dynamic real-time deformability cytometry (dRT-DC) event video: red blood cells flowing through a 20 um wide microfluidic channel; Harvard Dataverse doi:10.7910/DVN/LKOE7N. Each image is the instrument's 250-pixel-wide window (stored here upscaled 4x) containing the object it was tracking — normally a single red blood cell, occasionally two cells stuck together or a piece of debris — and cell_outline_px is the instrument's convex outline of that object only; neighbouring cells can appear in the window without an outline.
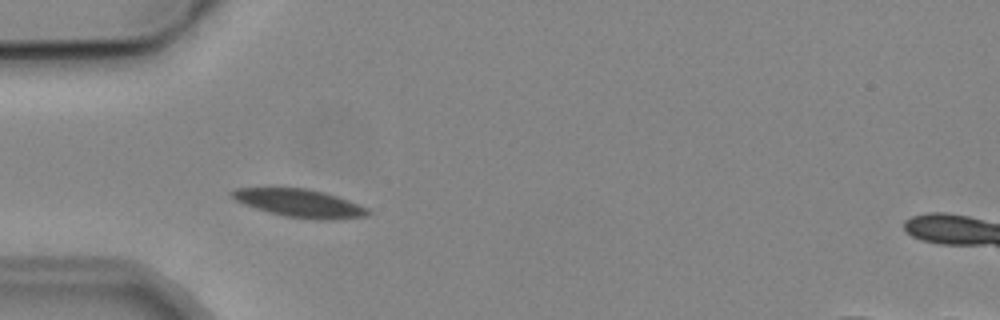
{"species": "common noctule bat (a hibernating species)", "species_latin": "Nyctalus noctula", "temperature_condition": "cold", "stored_images_in_passage": 2, "camera_frame_rate_fps": 3000, "um_per_image_px": 0.085, "animal": {"sex": "male", "body_mass_g": 19.2, "forearm_length_mm": 51.8}, "frame": {"image": 1, "passage_image": 2, "time_ms": 2.0, "image_size_px": [1000, 320], "cell_outline_px": [[372, 212], [368, 216], [332, 220], [316, 220], [288, 216], [268, 212], [244, 204], [236, 200], [228, 192], [236, 188], [308, 188], [324, 192], [348, 200], [368, 208]], "centroid_in_image_um": [25.51, 17.27], "position_along_channel_um": 59.5, "area_um2": 22.14}}